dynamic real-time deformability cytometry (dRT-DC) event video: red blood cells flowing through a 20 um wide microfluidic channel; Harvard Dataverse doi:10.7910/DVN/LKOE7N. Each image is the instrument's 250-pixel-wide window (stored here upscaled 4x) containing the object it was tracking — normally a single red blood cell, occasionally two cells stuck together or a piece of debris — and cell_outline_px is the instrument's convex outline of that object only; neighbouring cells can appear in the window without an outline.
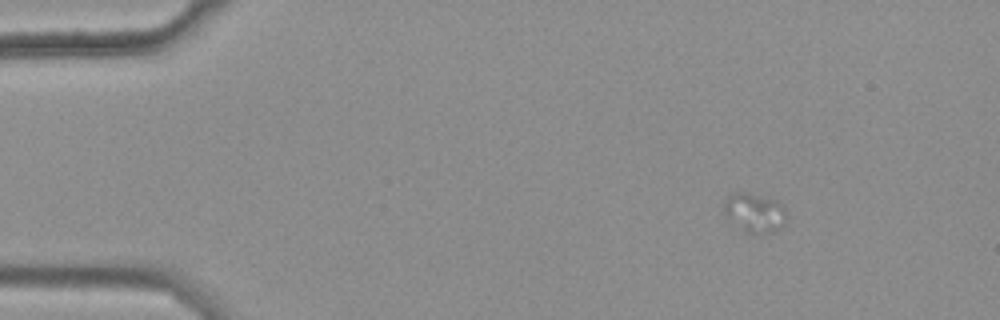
{"species": "common noctule bat (a hibernating species)", "species_latin": "Nyctalus noctula", "temperature_condition": "warm", "stored_images_in_passage": 26, "camera_frame_rate_fps": 3000, "um_per_image_px": 0.085, "animal": {"sex": "female", "body_mass_g": 25.1}, "frame": {"image": 1, "passage_image": 3, "time_ms": 0.667, "image_size_px": [1000, 320], "cell_outline_px": [[784, 224], [780, 228], [772, 232], [744, 232], [724, 212], [724, 200], [732, 192], [748, 192], [776, 200], [784, 208]], "centroid_in_image_um": [64.11, 18.04], "position_along_channel_um": 20.9, "area_um2": 13.87}}
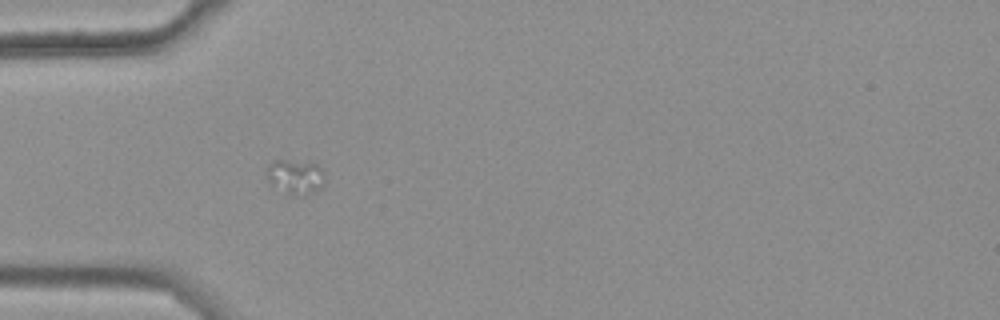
{"frame": {"image": 2, "passage_image": 13, "time_ms": 4.0, "image_size_px": [1000, 320], "cell_outline_px": [[324, 180], [320, 188], [316, 192], [304, 196], [300, 196], [288, 192], [272, 184], [268, 180], [264, 172], [268, 164], [272, 160], [284, 160], [316, 164], [324, 172]], "centroid_in_image_um": [25.09, 15.01], "position_along_channel_um": 59.9, "area_um2": 11.62}}